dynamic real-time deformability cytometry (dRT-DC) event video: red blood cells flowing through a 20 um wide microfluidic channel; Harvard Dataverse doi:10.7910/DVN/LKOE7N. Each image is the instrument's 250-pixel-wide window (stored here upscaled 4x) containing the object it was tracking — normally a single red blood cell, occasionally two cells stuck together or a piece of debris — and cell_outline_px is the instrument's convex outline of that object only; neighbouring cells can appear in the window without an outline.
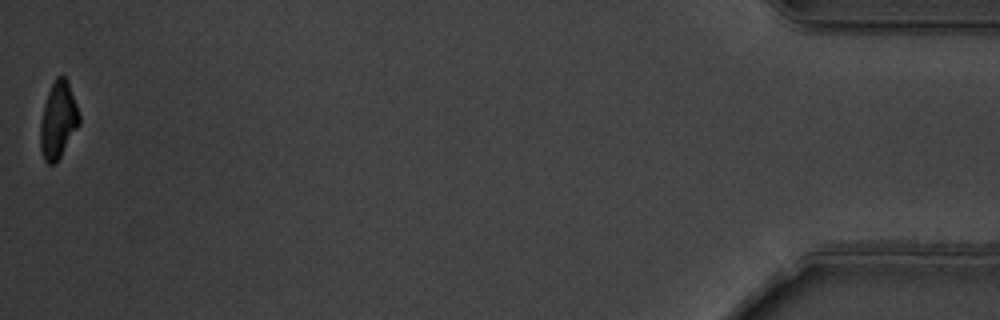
{"species": "common noctule bat (a hibernating species)", "species_latin": "Nyctalus noctula", "temperature_condition": "warm", "stored_images_in_passage": 15, "camera_frame_rate_fps": 3000, "um_per_image_px": 0.085, "animal": {"sex": "male", "body_mass_g": 19.5, "forearm_length_mm": 54.6}, "frame": {"image": 1, "passage_image": 15, "time_ms": 4.667, "image_size_px": [1000, 320], "cell_outline_px": [[80, 124], [60, 156], [52, 164], [48, 164], [44, 160], [40, 148], [40, 124], [44, 104], [48, 92], [56, 76], [64, 76], [68, 80], [80, 116]], "centroid_in_image_um": [4.94, 10.19], "position_along_channel_um": 430.3, "area_um2": 17.22}}